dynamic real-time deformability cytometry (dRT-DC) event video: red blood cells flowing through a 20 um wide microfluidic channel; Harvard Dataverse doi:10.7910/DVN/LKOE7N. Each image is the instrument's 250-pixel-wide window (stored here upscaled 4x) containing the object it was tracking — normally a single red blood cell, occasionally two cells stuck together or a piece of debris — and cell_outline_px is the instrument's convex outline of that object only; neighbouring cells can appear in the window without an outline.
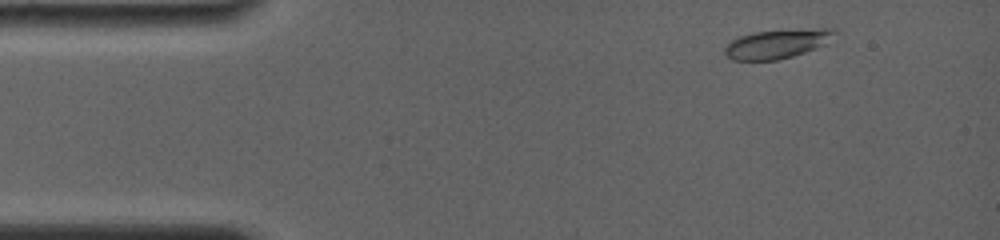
{"species": "common noctule bat (a hibernating species)", "species_latin": "Nyctalus noctula", "temperature_condition": "room temperature", "stored_images_in_passage": 70, "camera_frame_rate_fps": 4000, "um_per_image_px": 0.085, "animal": {"sex": "female", "body_mass_g": 19.0, "forearm_length_mm": 56.7}, "frame": {"image": 1, "passage_image": 6, "time_ms": 0.75, "image_size_px": [1000, 240], "cell_outline_px": [[836, 32], [824, 44], [816, 48], [792, 56], [776, 60], [732, 60], [724, 52], [724, 48], [732, 40], [740, 36], [756, 32], [820, 28], [836, 28]], "centroid_in_image_um": [66.04, 3.73], "position_along_channel_um": 19.0, "area_um2": 18.21}}
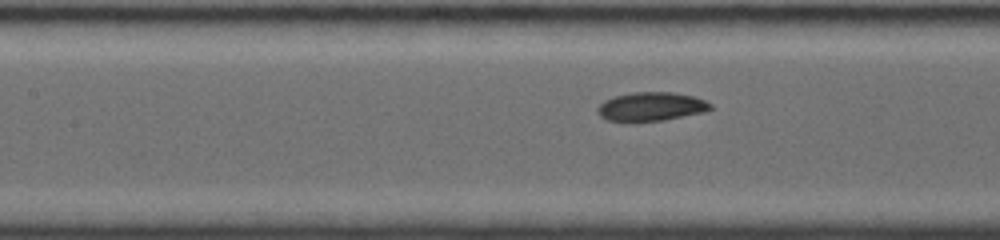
{"frame": {"image": 2, "passage_image": 41, "time_ms": 6.25, "image_size_px": [1000, 240], "cell_outline_px": [[712, 108], [704, 112], [664, 120], [632, 124], [628, 124], [608, 120], [600, 116], [596, 112], [596, 108], [604, 100], [616, 96], [632, 92], [672, 92], [692, 96], [704, 100], [712, 104]], "centroid_in_image_um": [55.28, 9.1], "position_along_channel_um": 152.1, "area_um2": 19.48}}
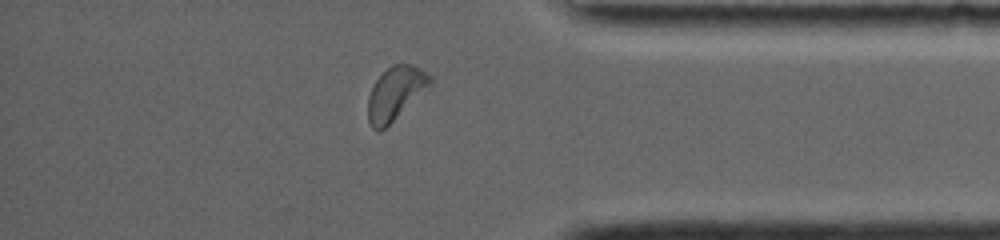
{"frame": {"image": 3, "passage_image": 63, "time_ms": 13.0, "image_size_px": [1000, 240], "cell_outline_px": [[432, 84], [428, 88], [380, 132], [372, 128], [368, 120], [368, 96], [376, 80], [392, 64], [412, 64], [420, 68], [432, 76]], "centroid_in_image_um": [33.62, 7.92], "position_along_channel_um": 401.6, "area_um2": 19.02}, "authors_computed_cell_mechanics": {"area_um2": 19.0162, "velocity_mm_per_s": 3.7991, "shape_relaxation_time_tau1_ms": 3.7774, "shape_relaxation_time_tau2_ms": 7.251, "deformation_change_tau1": 0.1014, "deformation_change_tau2": 0.0868}}